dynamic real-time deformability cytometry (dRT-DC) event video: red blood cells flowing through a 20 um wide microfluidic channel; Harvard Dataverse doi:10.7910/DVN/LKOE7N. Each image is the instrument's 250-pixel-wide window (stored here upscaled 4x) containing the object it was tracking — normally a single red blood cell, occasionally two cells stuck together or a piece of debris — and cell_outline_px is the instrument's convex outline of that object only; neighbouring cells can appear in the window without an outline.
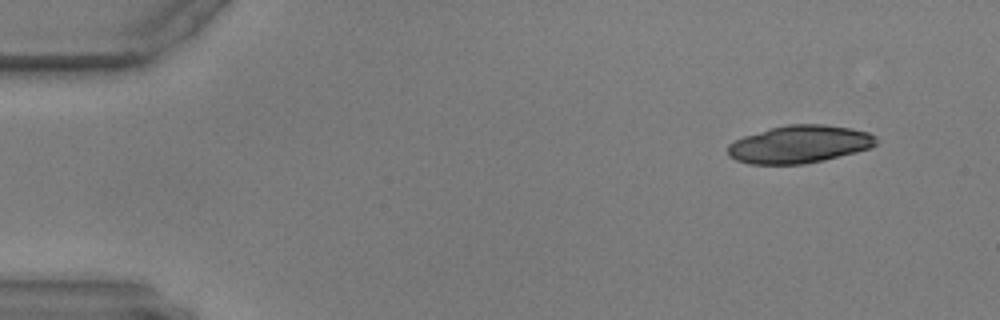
{"species": "common noctule bat (a hibernating species)", "species_latin": "Nyctalus noctula", "temperature_condition": "warm", "stored_images_in_passage": 37, "camera_frame_rate_fps": 3000, "um_per_image_px": 0.085, "animal": {"sex": "male", "body_mass_g": 17.9, "forearm_length_mm": 54.2}, "frame": {"image": 1, "passage_image": 1, "time_ms": 0.0, "image_size_px": [1000, 320], "cell_outline_px": [[880, 140], [876, 144], [868, 148], [856, 152], [824, 160], [804, 164], [748, 164], [736, 160], [728, 156], [728, 144], [744, 136], [772, 128], [788, 124], [824, 124], [852, 128], [868, 132], [876, 136]], "centroid_in_image_um": [67.97, 12.26], "position_along_channel_um": 17.0, "area_um2": 32.6}}